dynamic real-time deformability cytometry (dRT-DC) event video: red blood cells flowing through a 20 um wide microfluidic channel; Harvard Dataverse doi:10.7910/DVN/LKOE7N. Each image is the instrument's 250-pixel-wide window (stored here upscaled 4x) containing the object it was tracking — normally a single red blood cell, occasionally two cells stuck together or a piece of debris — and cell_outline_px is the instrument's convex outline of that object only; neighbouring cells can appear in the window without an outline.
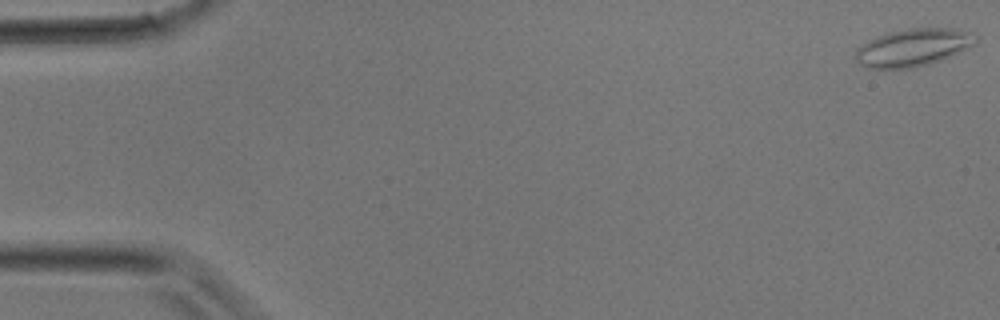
{"species": "common noctule bat (a hibernating species)", "species_latin": "Nyctalus noctula", "temperature_condition": "room temperature", "stored_images_in_passage": 3, "camera_frame_rate_fps": 3000, "um_per_image_px": 0.085, "animal": {"sex": "male", "body_mass_g": 17.9}, "frame": {"image": 1, "passage_image": 1, "time_ms": 0.0, "image_size_px": [1000, 320], "cell_outline_px": [[980, 36], [976, 44], [968, 48], [932, 64], [912, 68], [868, 68], [860, 64], [852, 56], [856, 48], [860, 44], [876, 36], [888, 32], [912, 28], [956, 28], [972, 32]], "centroid_in_image_um": [77.62, 4.03], "position_along_channel_um": 7.4, "area_um2": 26.88}}